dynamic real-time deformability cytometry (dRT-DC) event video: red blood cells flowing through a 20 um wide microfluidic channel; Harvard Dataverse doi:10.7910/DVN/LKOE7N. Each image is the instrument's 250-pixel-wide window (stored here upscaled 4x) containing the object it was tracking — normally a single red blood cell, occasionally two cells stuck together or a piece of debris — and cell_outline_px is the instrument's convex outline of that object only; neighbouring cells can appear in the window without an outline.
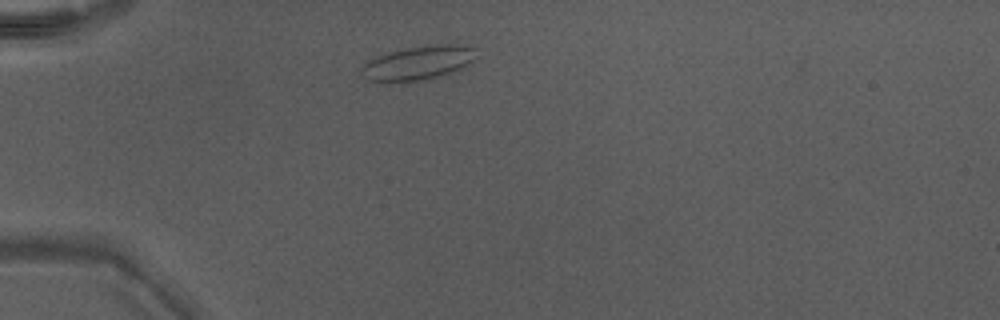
{"species": "Egyptian fruit bat (a non-hibernating species)", "species_latin": "Rousettus aegyptiacus", "temperature_condition": "warm", "stored_images_in_passage": 29, "camera_frame_rate_fps": 3000, "um_per_image_px": 0.085, "animal": {"sex": "male"}, "frame": {"image": 1, "passage_image": 1, "time_ms": 0.0, "image_size_px": [1000, 320], "cell_outline_px": [[476, 56], [456, 72], [420, 80], [368, 80], [360, 76], [360, 68], [364, 64], [380, 56], [392, 52], [408, 48], [436, 44], [460, 44], [476, 48]], "centroid_in_image_um": [35.59, 5.33], "position_along_channel_um": 49.4, "area_um2": 22.02}}
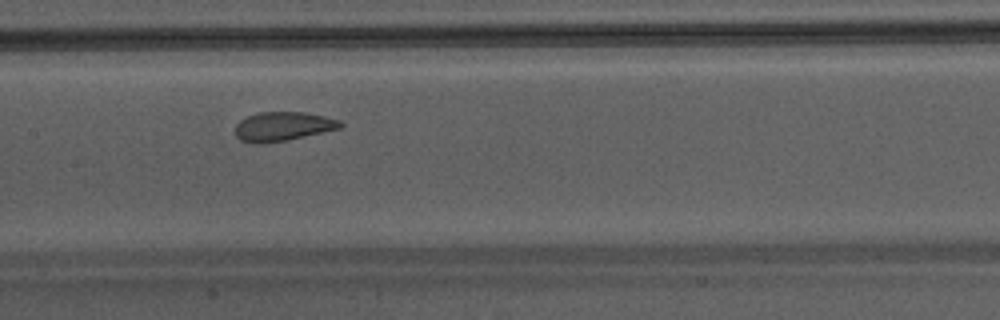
{"frame": {"image": 2, "passage_image": 12, "time_ms": 3.667, "image_size_px": [1000, 320], "cell_outline_px": [[344, 124], [340, 128], [288, 140], [264, 144], [252, 144], [240, 140], [236, 136], [236, 124], [240, 120], [248, 116], [260, 112], [304, 112], [324, 116], [340, 120]], "centroid_in_image_um": [24.03, 10.76], "position_along_channel_um": 183.4, "area_um2": 17.92}}
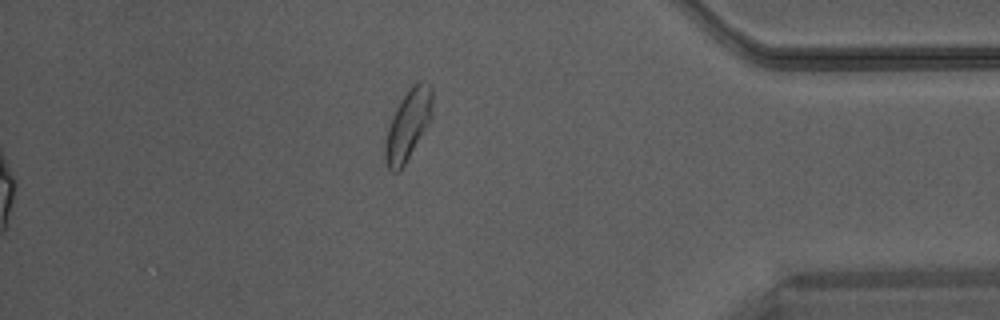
{"frame": {"image": 3, "passage_image": 29, "time_ms": 9.333, "image_size_px": [1000, 320], "cell_outline_px": [[432, 120], [404, 164], [396, 172], [392, 172], [388, 168], [384, 160], [384, 140], [392, 116], [400, 100], [408, 88], [412, 84], [420, 80], [432, 88]], "centroid_in_image_um": [34.67, 10.6], "position_along_channel_um": 400.5, "area_um2": 19.48}}